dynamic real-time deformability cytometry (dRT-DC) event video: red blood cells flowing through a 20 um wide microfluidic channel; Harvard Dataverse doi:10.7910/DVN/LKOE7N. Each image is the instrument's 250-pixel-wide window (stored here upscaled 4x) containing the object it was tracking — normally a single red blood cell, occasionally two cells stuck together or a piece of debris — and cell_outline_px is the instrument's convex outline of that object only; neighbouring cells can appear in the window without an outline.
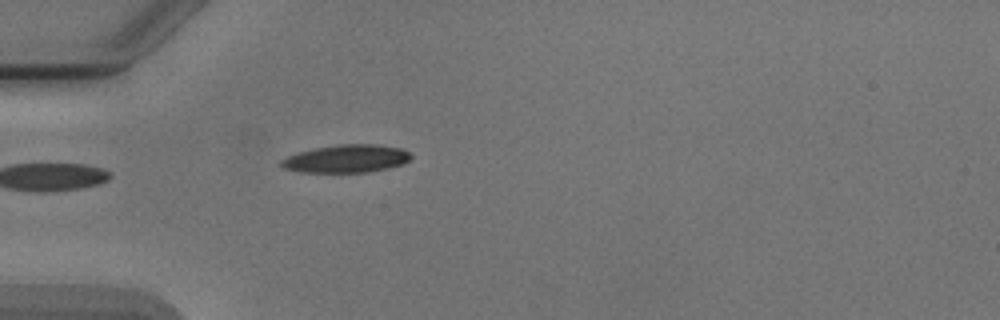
{"species": "Egyptian fruit bat (a non-hibernating species)", "species_latin": "Rousettus aegyptiacus", "temperature_condition": "cold", "stored_images_in_passage": 5, "camera_frame_rate_fps": 3000, "um_per_image_px": 0.085, "animal": {"sex": "male"}, "frame": {"image": 1, "passage_image": 5, "time_ms": 4.667, "image_size_px": [1000, 320], "cell_outline_px": [[412, 160], [388, 168], [368, 172], [304, 172], [284, 168], [280, 164], [280, 160], [288, 156], [300, 152], [316, 148], [340, 144], [376, 144], [400, 148], [408, 152], [412, 156]], "centroid_in_image_um": [29.47, 13.48], "position_along_channel_um": 55.5, "area_um2": 20.87}}